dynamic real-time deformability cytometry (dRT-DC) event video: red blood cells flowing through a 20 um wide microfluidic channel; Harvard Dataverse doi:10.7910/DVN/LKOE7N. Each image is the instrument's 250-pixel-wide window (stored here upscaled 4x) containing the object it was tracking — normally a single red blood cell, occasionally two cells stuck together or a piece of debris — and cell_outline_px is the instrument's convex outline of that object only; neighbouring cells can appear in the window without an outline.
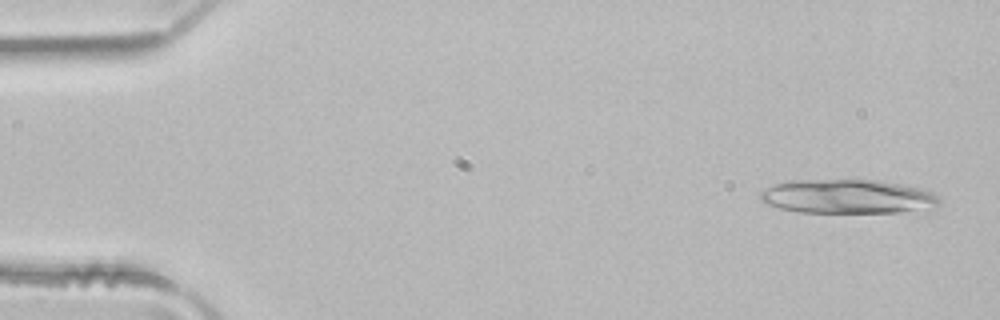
{"species": "common noctule bat (a hibernating species)", "species_latin": "Nyctalus noctula", "temperature_condition": "room temperature", "stored_images_in_passage": 3, "camera_frame_rate_fps": 3000, "um_per_image_px": 0.085, "animal": {"sex": "male", "body_mass_g": 21.5, "forearm_length_mm": 52.0}, "frame": {"image": 1, "passage_image": 1, "time_ms": 0.0, "image_size_px": [1000, 320], "cell_outline_px": [[940, 204], [936, 208], [900, 212], [796, 212], [764, 204], [760, 200], [760, 192], [776, 184], [788, 180], [876, 180], [900, 184], [920, 188], [932, 192], [940, 200]], "centroid_in_image_um": [72.05, 16.71], "position_along_channel_um": 12.9, "area_um2": 35.6}}